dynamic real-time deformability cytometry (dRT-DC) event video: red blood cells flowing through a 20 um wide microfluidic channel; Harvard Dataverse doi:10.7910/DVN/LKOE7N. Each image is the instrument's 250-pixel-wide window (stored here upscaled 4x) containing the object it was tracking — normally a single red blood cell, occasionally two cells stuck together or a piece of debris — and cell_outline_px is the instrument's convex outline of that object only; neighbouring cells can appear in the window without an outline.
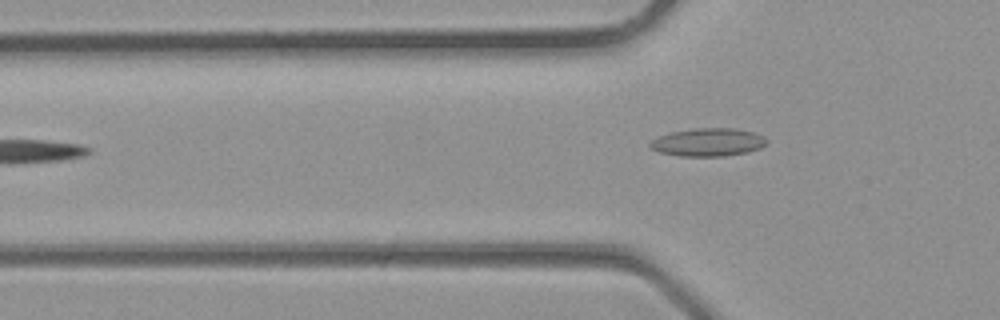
{"species": "common noctule bat (a hibernating species)", "species_latin": "Nyctalus noctula", "temperature_condition": "room temperature", "stored_images_in_passage": 5, "camera_frame_rate_fps": 3000, "um_per_image_px": 0.085, "animal": {"sex": "male", "body_mass_g": 23.1, "forearm_length_mm": 52.7}, "frame": {"image": 1, "passage_image": 5, "time_ms": 1.333, "image_size_px": [1000, 320], "cell_outline_px": [[768, 140], [760, 148], [748, 152], [724, 156], [680, 156], [660, 152], [652, 148], [648, 144], [652, 140], [660, 136], [672, 132], [696, 128], [732, 128], [756, 132], [764, 136]], "centroid_in_image_um": [60.22, 12.08], "position_along_channel_um": 65.6, "area_um2": 18.96}}